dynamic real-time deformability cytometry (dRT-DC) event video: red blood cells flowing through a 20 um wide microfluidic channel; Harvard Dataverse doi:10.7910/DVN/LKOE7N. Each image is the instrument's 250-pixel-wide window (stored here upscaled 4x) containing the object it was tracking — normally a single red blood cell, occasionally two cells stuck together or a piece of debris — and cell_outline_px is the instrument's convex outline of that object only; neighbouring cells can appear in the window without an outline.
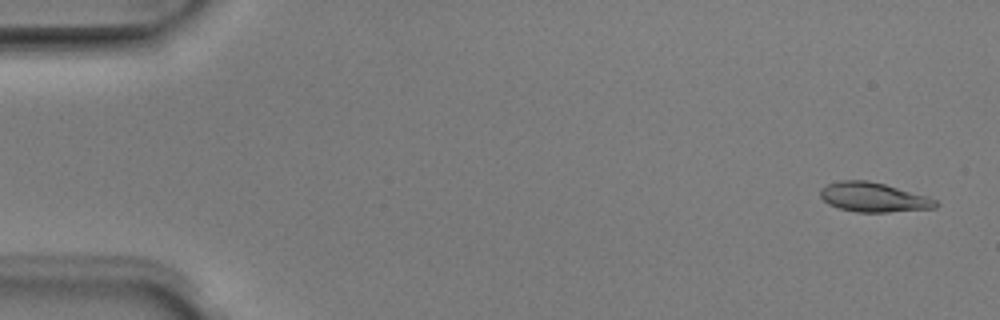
{"species": "Egyptian fruit bat (a non-hibernating species)", "species_latin": "Rousettus aegyptiacus", "temperature_condition": "room temperature", "stored_images_in_passage": 8, "camera_frame_rate_fps": 3000, "um_per_image_px": 0.085, "animal": {"sex": "male"}, "frame": {"image": 1, "passage_image": 1, "time_ms": 0.0, "image_size_px": [1000, 320], "cell_outline_px": [[940, 204], [936, 208], [888, 212], [856, 212], [840, 208], [828, 204], [820, 196], [820, 188], [828, 184], [840, 180], [868, 180], [884, 184], [928, 196], [936, 200]], "centroid_in_image_um": [74.26, 16.77], "position_along_channel_um": 10.7, "area_um2": 19.83}}
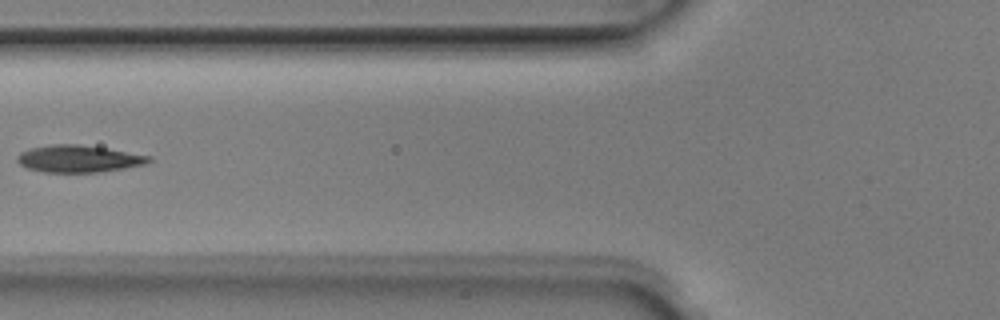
{"frame": {"image": 2, "passage_image": 6, "time_ms": 1.667, "image_size_px": [1000, 320], "cell_outline_px": [[152, 160], [148, 164], [100, 172], [44, 172], [28, 168], [20, 164], [16, 160], [16, 156], [20, 152], [28, 148], [48, 144], [80, 144], [152, 156]], "centroid_in_image_um": [6.67, 13.49], "position_along_channel_um": 119.1, "area_um2": 20.92}}
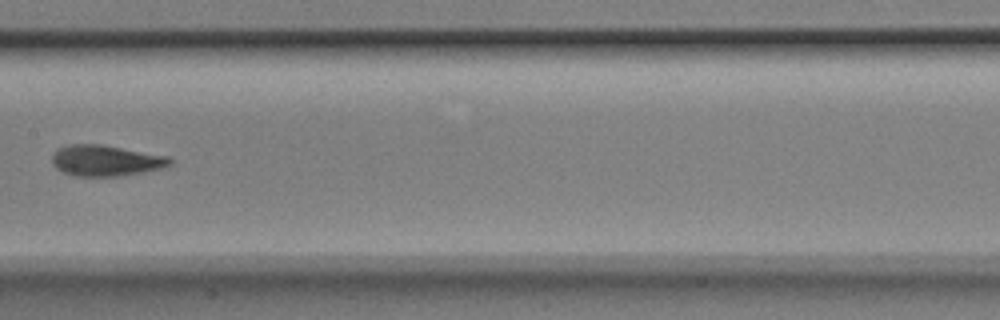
{"frame": {"image": 3, "passage_image": 8, "time_ms": 2.333, "image_size_px": [1000, 320], "cell_outline_px": [[176, 160], [172, 164], [164, 168], [144, 172], [120, 176], [76, 176], [64, 172], [56, 168], [52, 164], [52, 152], [68, 144], [100, 144], [168, 156]], "centroid_in_image_um": [9.02, 13.65], "position_along_channel_um": 198.4, "area_um2": 21.44}}